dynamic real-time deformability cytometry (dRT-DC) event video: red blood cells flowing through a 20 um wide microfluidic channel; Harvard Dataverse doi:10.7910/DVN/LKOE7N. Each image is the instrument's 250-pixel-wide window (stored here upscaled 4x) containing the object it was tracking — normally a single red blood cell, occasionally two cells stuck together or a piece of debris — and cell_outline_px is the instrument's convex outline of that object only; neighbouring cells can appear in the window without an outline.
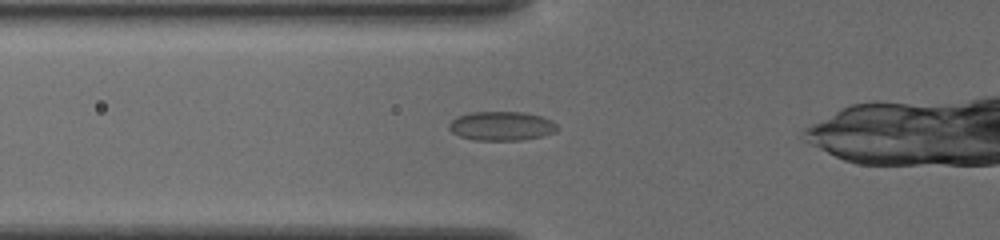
{"species": "common noctule bat (a hibernating species)", "species_latin": "Nyctalus noctula", "temperature_condition": "cold", "stored_images_in_passage": 24, "camera_frame_rate_fps": 3000, "um_per_image_px": 0.085, "animal": {"sex": "female", "body_mass_g": 19.5, "forearm_length_mm": 54.1}, "frame": {"image": 1, "passage_image": 2, "time_ms": 0.333, "image_size_px": [1000, 240], "cell_outline_px": [[556, 132], [540, 136], [520, 140], [476, 140], [460, 136], [452, 132], [448, 128], [448, 124], [456, 116], [472, 112], [524, 112], [540, 116], [552, 120], [556, 124]], "centroid_in_image_um": [42.6, 10.7], "position_along_channel_um": 83.2, "area_um2": 18.26}}
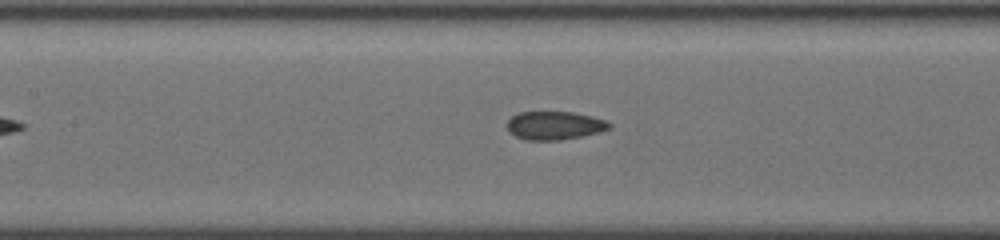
{"frame": {"image": 2, "passage_image": 7, "time_ms": 2.0, "image_size_px": [1000, 240], "cell_outline_px": [[612, 128], [580, 136], [560, 140], [528, 140], [516, 136], [508, 128], [508, 120], [512, 116], [520, 112], [572, 112], [592, 116], [604, 120], [612, 124]], "centroid_in_image_um": [47.15, 10.66], "position_along_channel_um": 160.2, "area_um2": 16.59}}
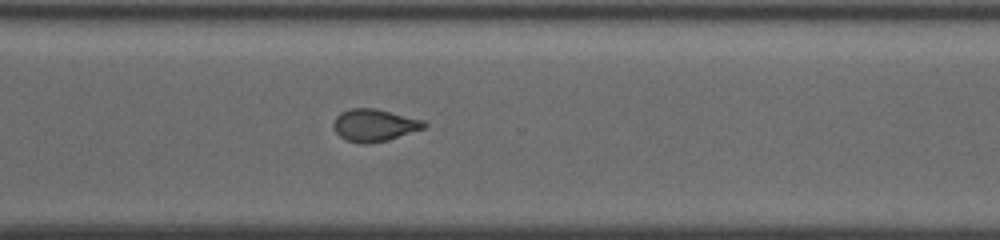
{"frame": {"image": 3, "passage_image": 20, "time_ms": 6.333, "image_size_px": [1000, 240], "cell_outline_px": [[428, 124], [424, 128], [388, 140], [368, 144], [360, 144], [348, 140], [340, 136], [336, 132], [332, 124], [336, 116], [340, 112], [352, 108], [376, 108], [424, 120]], "centroid_in_image_um": [31.81, 10.64], "position_along_channel_um": 338.8, "area_um2": 17.11}}